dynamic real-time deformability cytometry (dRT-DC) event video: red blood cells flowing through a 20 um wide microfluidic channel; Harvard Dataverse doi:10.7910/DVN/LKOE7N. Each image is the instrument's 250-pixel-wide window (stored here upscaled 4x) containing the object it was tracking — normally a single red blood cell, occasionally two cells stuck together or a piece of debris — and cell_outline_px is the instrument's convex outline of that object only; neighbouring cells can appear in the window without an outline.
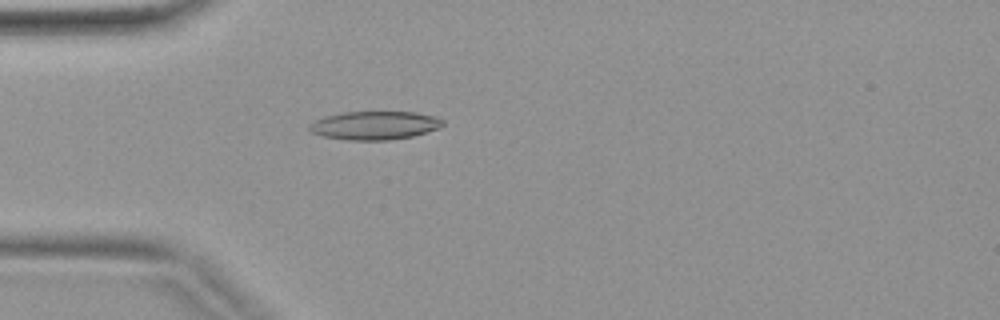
{"species": "common noctule bat (a hibernating species)", "species_latin": "Nyctalus noctula", "temperature_condition": "warm", "stored_images_in_passage": 39, "camera_frame_rate_fps": 3000, "um_per_image_px": 0.085, "animal": {"sex": "female", "body_mass_g": 19.9}, "frame": {"image": 1, "passage_image": 10, "time_ms": 3.0, "image_size_px": [1000, 320], "cell_outline_px": [[444, 124], [440, 128], [412, 136], [388, 140], [348, 140], [324, 136], [312, 132], [308, 128], [308, 124], [324, 116], [344, 112], [416, 112], [436, 116], [444, 120]], "centroid_in_image_um": [31.87, 10.65], "position_along_channel_um": 53.1, "area_um2": 22.14}}
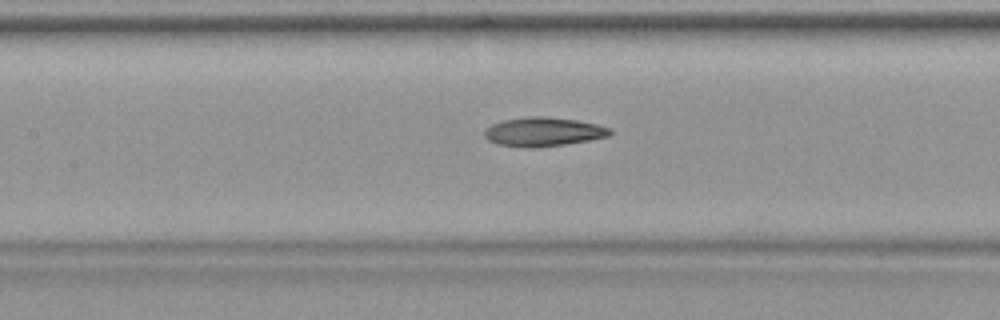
{"frame": {"image": 2, "passage_image": 17, "time_ms": 5.333, "image_size_px": [1000, 320], "cell_outline_px": [[612, 132], [608, 136], [592, 140], [564, 144], [532, 148], [528, 148], [496, 144], [488, 140], [484, 136], [484, 128], [492, 124], [504, 120], [532, 116], [548, 116], [576, 120], [596, 124], [612, 128]], "centroid_in_image_um": [46.18, 11.2], "position_along_channel_um": 161.2, "area_um2": 21.33}}
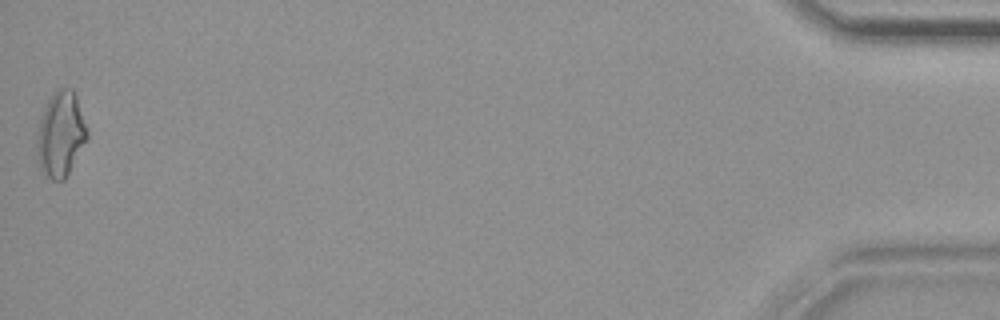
{"frame": {"image": 3, "passage_image": 39, "time_ms": 12.667, "image_size_px": [1000, 320], "cell_outline_px": [[88, 140], [64, 180], [52, 180], [44, 176], [36, 160], [36, 132], [40, 116], [52, 92], [56, 88], [72, 88], [76, 92], [88, 132]], "centroid_in_image_um": [5.14, 11.4], "position_along_channel_um": 430.1, "area_um2": 25.66}}